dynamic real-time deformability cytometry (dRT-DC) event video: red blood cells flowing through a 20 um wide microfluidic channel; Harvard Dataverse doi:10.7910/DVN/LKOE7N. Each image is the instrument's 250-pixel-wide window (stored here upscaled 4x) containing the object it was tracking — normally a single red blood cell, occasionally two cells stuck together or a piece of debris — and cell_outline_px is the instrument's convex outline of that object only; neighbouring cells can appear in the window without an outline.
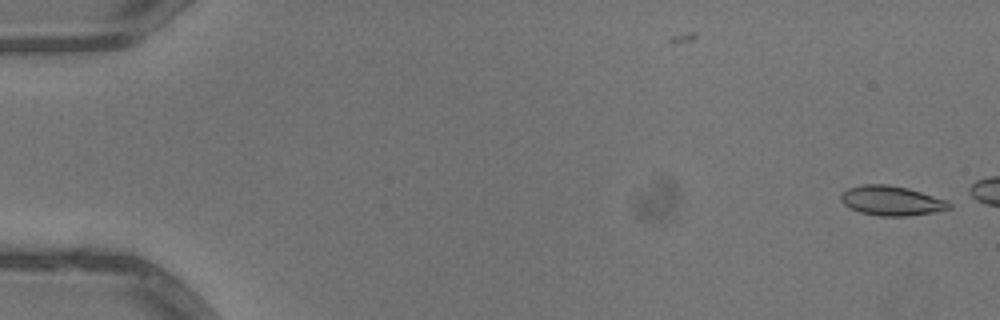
{"species": "common noctule bat (a hibernating species)", "species_latin": "Nyctalus noctula", "temperature_condition": "warm", "stored_images_in_passage": 9, "camera_frame_rate_fps": 3000, "um_per_image_px": 0.085, "animal": {"sex": "male", "body_mass_g": 13.3}, "frame": {"image": 1, "passage_image": 1, "time_ms": 0.0, "image_size_px": [1000, 320], "cell_outline_px": [[952, 208], [932, 212], [908, 216], [880, 216], [860, 212], [844, 204], [840, 200], [840, 196], [848, 188], [860, 184], [884, 184], [908, 188], [948, 200], [952, 204]], "centroid_in_image_um": [75.8, 17.05], "position_along_channel_um": 9.2, "area_um2": 18.67}}